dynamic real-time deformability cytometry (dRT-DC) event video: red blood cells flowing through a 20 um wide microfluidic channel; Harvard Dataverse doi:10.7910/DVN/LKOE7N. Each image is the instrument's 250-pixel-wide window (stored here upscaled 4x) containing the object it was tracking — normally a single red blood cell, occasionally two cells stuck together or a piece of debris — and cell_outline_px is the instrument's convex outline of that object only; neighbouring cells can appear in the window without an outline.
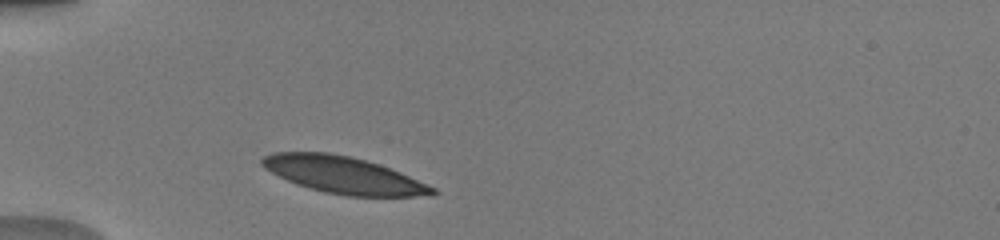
{"species": "human", "species_latin": "Homo sapiens", "temperature_condition": "warm", "stored_images_in_passage": 36, "camera_frame_rate_fps": 3000, "um_per_image_px": 0.085, "donor": {"sex": "male"}, "frame": {"image": 1, "passage_image": 1, "time_ms": 0.0, "image_size_px": [1000, 240], "cell_outline_px": [[440, 192], [432, 196], [348, 196], [324, 192], [296, 184], [264, 168], [260, 164], [260, 160], [264, 156], [272, 152], [328, 152], [348, 156], [364, 160], [400, 172], [436, 188]], "centroid_in_image_um": [29.21, 14.88], "position_along_channel_um": 55.8, "area_um2": 36.36}}
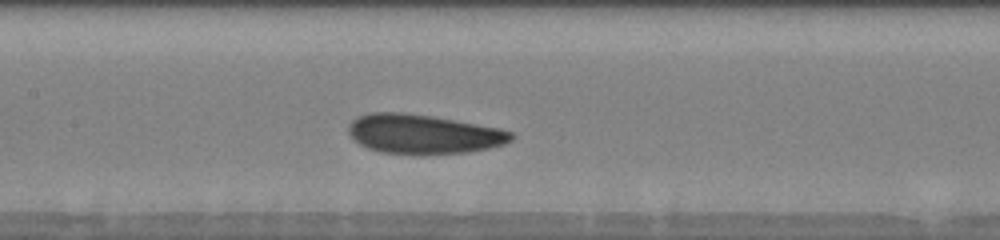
{"frame": {"image": 2, "passage_image": 11, "time_ms": 3.333, "image_size_px": [1000, 240], "cell_outline_px": [[512, 140], [504, 144], [488, 148], [468, 152], [380, 152], [368, 148], [360, 144], [348, 132], [348, 124], [356, 116], [372, 112], [404, 112], [432, 116], [500, 128], [512, 132]], "centroid_in_image_um": [35.96, 11.35], "position_along_channel_um": 171.4, "area_um2": 36.53}}
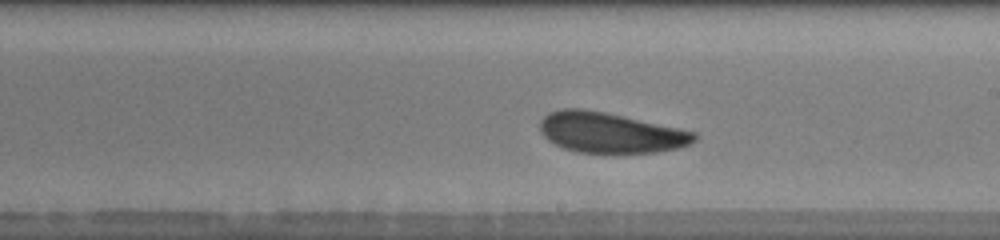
{"frame": {"image": 3, "passage_image": 16, "time_ms": 5.0, "image_size_px": [1000, 240], "cell_outline_px": [[696, 140], [688, 144], [676, 148], [656, 152], [576, 152], [564, 148], [548, 140], [540, 132], [540, 120], [548, 112], [564, 108], [580, 108], [604, 112], [680, 128], [696, 132]], "centroid_in_image_um": [51.84, 11.26], "position_along_channel_um": 237.2, "area_um2": 36.01}, "authors_computed_cell_mechanics": {"area_um2": 36.2406, "velocity_mm_per_s": 3.9493, "shape_relaxation_time_tau1_ms": 2.7486, "shape_relaxation_time_tau2_ms": null, "deformation_change_tau1": 0.0983, "deformation_change_tau2": null}}